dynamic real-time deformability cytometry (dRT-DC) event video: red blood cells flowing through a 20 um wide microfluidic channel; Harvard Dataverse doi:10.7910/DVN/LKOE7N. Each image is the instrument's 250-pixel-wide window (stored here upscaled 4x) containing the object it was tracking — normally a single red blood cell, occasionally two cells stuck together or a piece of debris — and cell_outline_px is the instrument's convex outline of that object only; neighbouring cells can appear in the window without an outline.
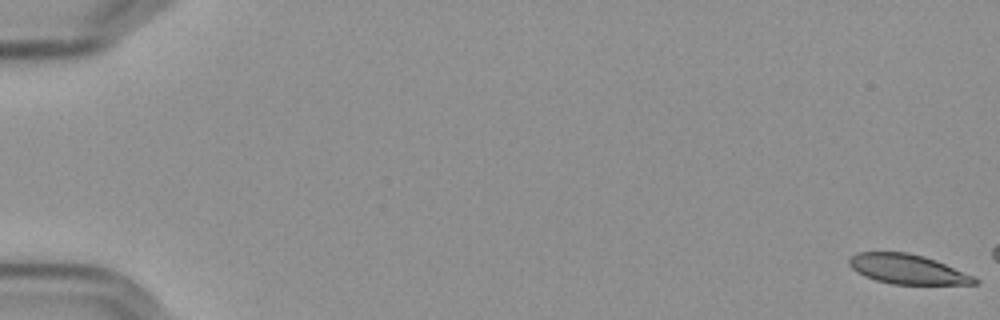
{"species": "Egyptian fruit bat (a non-hibernating species)", "species_latin": "Rousettus aegyptiacus", "temperature_condition": "cold", "stored_images_in_passage": 9, "camera_frame_rate_fps": 3000, "um_per_image_px": 0.085, "frame": {"image": 1, "passage_image": 1, "time_ms": 0.0, "image_size_px": [1000, 320], "cell_outline_px": [[980, 284], [892, 284], [876, 280], [864, 276], [856, 272], [848, 264], [848, 260], [856, 252], [908, 252], [924, 256], [936, 260], [972, 276], [980, 280]], "centroid_in_image_um": [77.11, 22.88], "position_along_channel_um": 7.9, "area_um2": 21.62}}